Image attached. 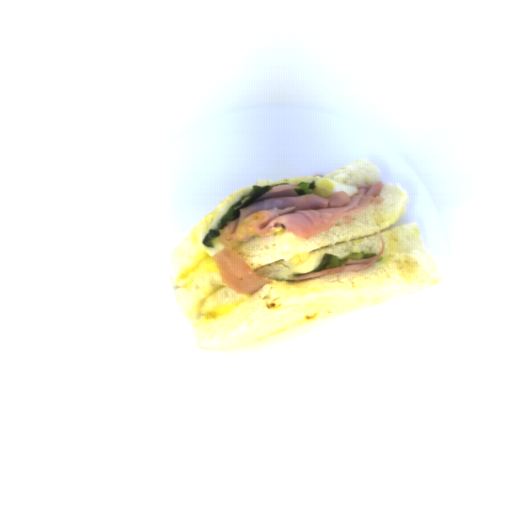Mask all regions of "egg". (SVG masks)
<instances>
[{
    "label": "egg",
    "instance_id": "d2b9013d",
    "mask_svg": "<svg viewBox=\"0 0 512 512\" xmlns=\"http://www.w3.org/2000/svg\"><path fill=\"white\" fill-rule=\"evenodd\" d=\"M316 188L312 194L321 198H329L335 192H344L349 197H352L358 193V187L354 185H346L341 182L322 177L318 181H315Z\"/></svg>",
    "mask_w": 512,
    "mask_h": 512
}]
</instances>
